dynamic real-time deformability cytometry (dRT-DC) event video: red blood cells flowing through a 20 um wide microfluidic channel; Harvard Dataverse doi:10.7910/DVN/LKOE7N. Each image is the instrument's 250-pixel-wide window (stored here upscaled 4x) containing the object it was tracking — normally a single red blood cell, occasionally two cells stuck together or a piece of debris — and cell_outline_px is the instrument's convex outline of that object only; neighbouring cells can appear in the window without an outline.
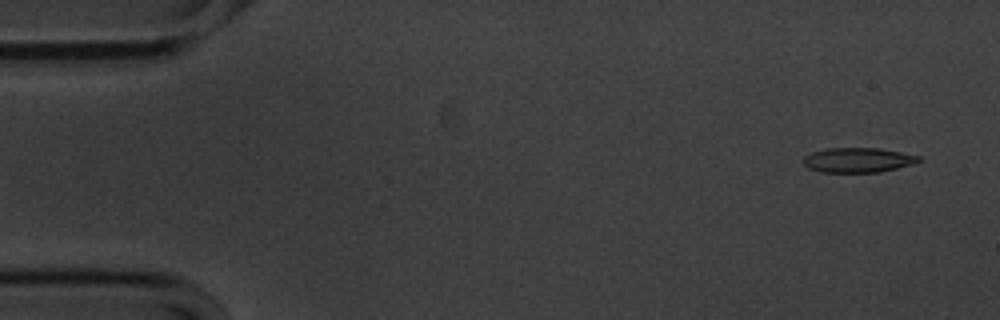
{"species": "common noctule bat (a hibernating species)", "species_latin": "Nyctalus noctula", "temperature_condition": "cold", "stored_images_in_passage": 55, "camera_frame_rate_fps": 3000, "um_per_image_px": 0.085, "animal": {"sex": "male", "body_mass_g": 20.1, "forearm_length_mm": 53.5}, "frame": {"image": 1, "passage_image": 3, "time_ms": 0.667, "image_size_px": [1000, 320], "cell_outline_px": [[920, 160], [912, 164], [880, 172], [820, 172], [808, 168], [804, 164], [804, 156], [812, 152], [828, 148], [880, 148], [920, 156]], "centroid_in_image_um": [72.9, 13.6], "position_along_channel_um": 12.1, "area_um2": 16.53}}
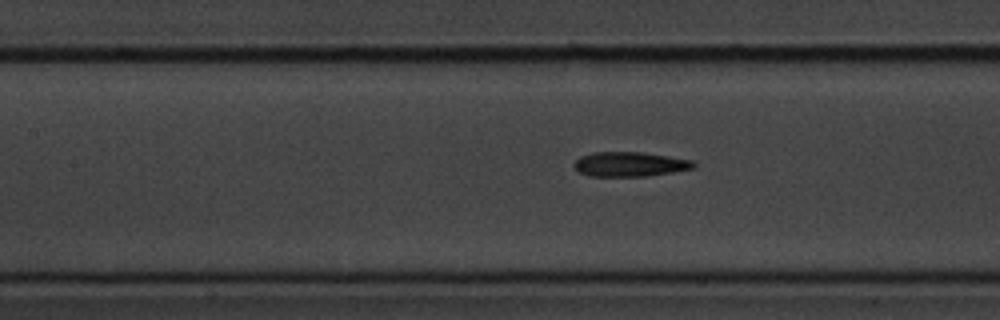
{"frame": {"image": 2, "passage_image": 24, "time_ms": 7.667, "image_size_px": [1000, 320], "cell_outline_px": [[696, 168], [648, 176], [588, 176], [580, 172], [572, 164], [580, 156], [592, 152], [640, 152], [696, 160]], "centroid_in_image_um": [53.57, 13.95], "position_along_channel_um": 153.8, "area_um2": 17.28}}
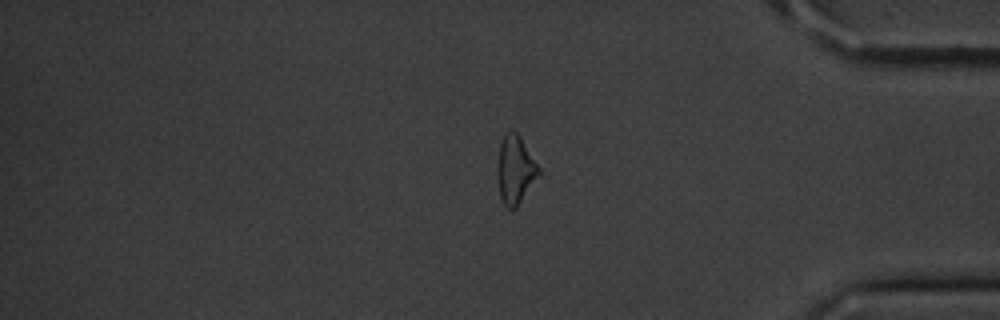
{"frame": {"image": 3, "passage_image": 46, "time_ms": 15.0, "image_size_px": [1000, 320], "cell_outline_px": [[540, 176], [516, 208], [512, 212], [504, 204], [500, 196], [496, 176], [496, 168], [500, 144], [504, 136], [512, 128], [520, 136], [540, 168]], "centroid_in_image_um": [43.79, 14.46], "position_along_channel_um": 391.4, "area_um2": 16.76}, "authors_computed_cell_mechanics": {"area_um2": 17.2244, "velocity_mm_per_s": 3.5777, "shape_relaxation_time_tau1_ms": 3.7863, "shape_relaxation_time_tau2_ms": 4.5305, "deformation_change_tau1": 0.152, "deformation_change_tau2": 0.148}}